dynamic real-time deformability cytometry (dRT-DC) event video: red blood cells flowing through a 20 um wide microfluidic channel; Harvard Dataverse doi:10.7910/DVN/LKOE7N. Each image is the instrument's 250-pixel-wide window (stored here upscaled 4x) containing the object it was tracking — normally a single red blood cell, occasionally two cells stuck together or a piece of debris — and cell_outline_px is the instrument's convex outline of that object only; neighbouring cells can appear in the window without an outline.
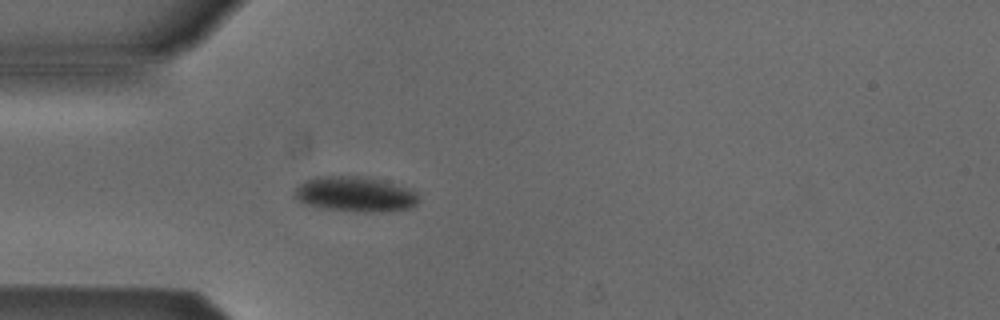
{"species": "Egyptian fruit bat (a non-hibernating species)", "species_latin": "Rousettus aegyptiacus", "temperature_condition": "cold", "stored_images_in_passage": 4, "camera_frame_rate_fps": 3000, "um_per_image_px": 0.085, "animal": {"sex": "male"}, "frame": {"image": 1, "passage_image": 4, "time_ms": 1.0, "image_size_px": [1000, 320], "cell_outline_px": [[416, 204], [412, 208], [388, 212], [356, 212], [320, 208], [300, 204], [292, 196], [296, 188], [304, 180], [312, 176], [368, 176], [384, 180], [416, 192]], "centroid_in_image_um": [30.1, 16.51], "position_along_channel_um": 54.9, "area_um2": 26.07}}